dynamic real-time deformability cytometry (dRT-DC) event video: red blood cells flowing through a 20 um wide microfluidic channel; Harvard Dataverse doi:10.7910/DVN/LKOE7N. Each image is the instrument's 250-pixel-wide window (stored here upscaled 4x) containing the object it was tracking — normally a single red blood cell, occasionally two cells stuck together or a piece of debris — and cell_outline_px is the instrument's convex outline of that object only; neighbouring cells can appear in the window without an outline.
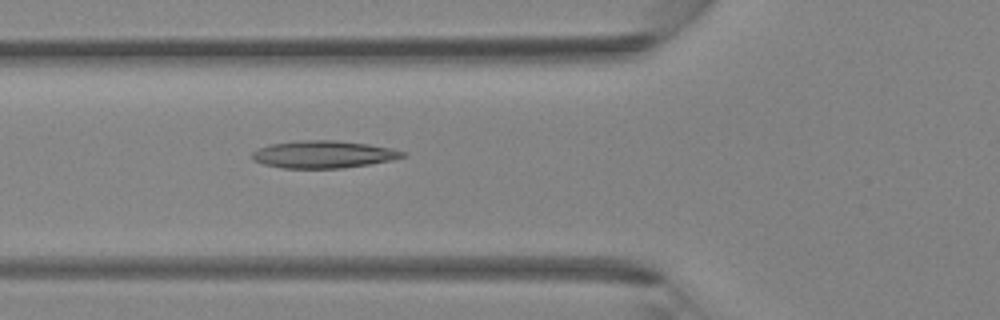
{"species": "Egyptian fruit bat (a non-hibernating species)", "species_latin": "Rousettus aegyptiacus", "temperature_condition": "room temperature", "stored_images_in_passage": 40, "camera_frame_rate_fps": 3000, "um_per_image_px": 0.085, "animal": {"sex": "female"}, "frame": {"image": 1, "passage_image": 15, "time_ms": 4.667, "image_size_px": [1000, 320], "cell_outline_px": [[408, 156], [392, 160], [368, 164], [340, 168], [284, 168], [264, 164], [252, 160], [252, 152], [260, 148], [272, 144], [300, 140], [336, 140], [368, 144], [392, 148], [408, 152]], "centroid_in_image_um": [27.54, 13.12], "position_along_channel_um": 98.3, "area_um2": 23.99}}
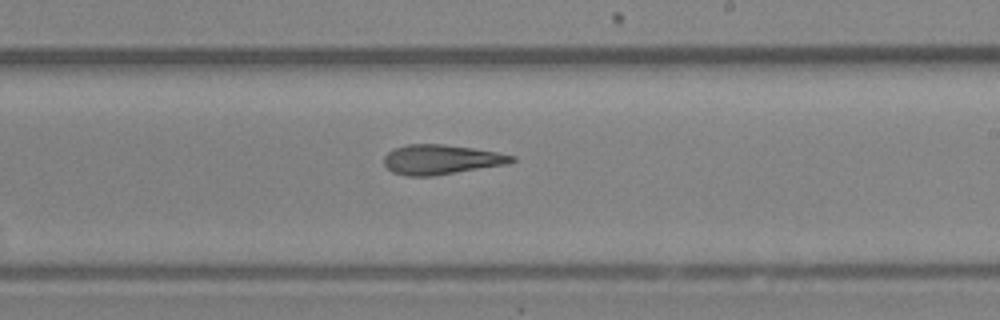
{"frame": {"image": 2, "passage_image": 24, "time_ms": 7.667, "image_size_px": [1000, 320], "cell_outline_px": [[516, 160], [508, 164], [432, 176], [408, 176], [392, 172], [384, 164], [384, 156], [388, 152], [396, 148], [408, 144], [440, 144], [472, 148], [496, 152], [516, 156]], "centroid_in_image_um": [37.5, 13.56], "position_along_channel_um": 251.5, "area_um2": 21.96}}
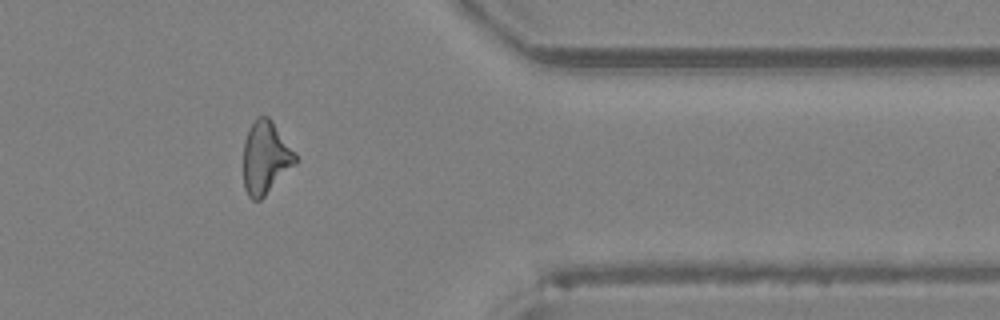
{"frame": {"image": 3, "passage_image": 33, "time_ms": 10.667, "image_size_px": [1000, 320], "cell_outline_px": [[300, 160], [260, 200], [252, 200], [248, 196], [244, 188], [244, 140], [256, 116], [268, 116], [272, 120], [296, 152]], "centroid_in_image_um": [22.6, 13.39], "position_along_channel_um": 388.8, "area_um2": 22.2}}